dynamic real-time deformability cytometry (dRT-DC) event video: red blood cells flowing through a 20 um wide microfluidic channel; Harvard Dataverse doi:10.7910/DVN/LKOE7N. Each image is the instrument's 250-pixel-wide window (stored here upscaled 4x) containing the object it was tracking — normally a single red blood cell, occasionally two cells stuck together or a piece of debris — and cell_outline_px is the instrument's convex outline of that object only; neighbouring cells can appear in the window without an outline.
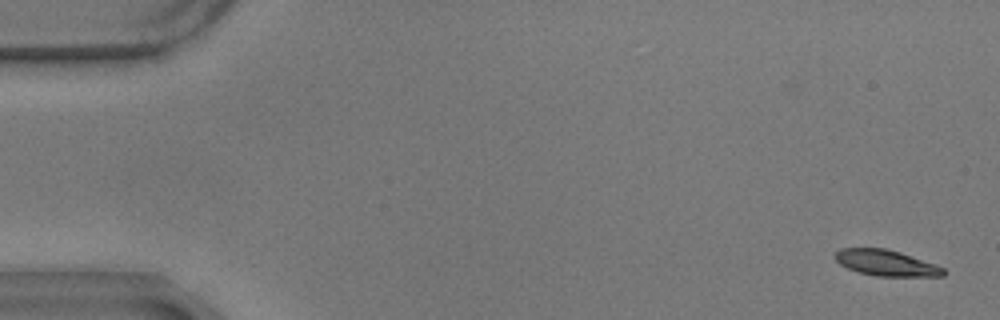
{"species": "common noctule bat (a hibernating species)", "species_latin": "Nyctalus noctula", "temperature_condition": "warm", "stored_images_in_passage": 17, "camera_frame_rate_fps": 3000, "um_per_image_px": 0.085, "animal": {"sex": "male", "body_mass_g": 17.9}, "frame": {"image": 1, "passage_image": 1, "time_ms": 0.0, "image_size_px": [1000, 320], "cell_outline_px": [[944, 276], [876, 276], [860, 272], [848, 268], [840, 264], [836, 260], [836, 252], [840, 248], [884, 248], [900, 252], [936, 264], [944, 268]], "centroid_in_image_um": [75.34, 22.34], "position_along_channel_um": 9.7, "area_um2": 16.18}}
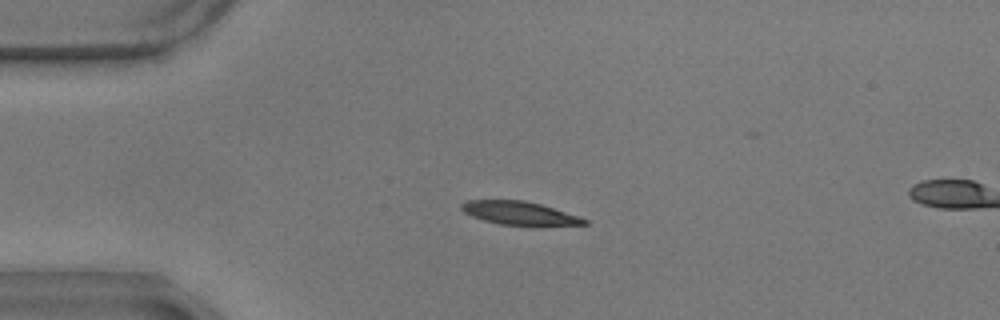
{"frame": {"image": 2, "passage_image": 13, "time_ms": 4.0, "image_size_px": [1000, 320], "cell_outline_px": [[588, 224], [500, 224], [484, 220], [472, 216], [464, 212], [460, 208], [460, 204], [468, 200], [524, 200], [540, 204], [580, 216], [588, 220]], "centroid_in_image_um": [44.1, 18.08], "position_along_channel_um": 40.9, "area_um2": 16.18}}